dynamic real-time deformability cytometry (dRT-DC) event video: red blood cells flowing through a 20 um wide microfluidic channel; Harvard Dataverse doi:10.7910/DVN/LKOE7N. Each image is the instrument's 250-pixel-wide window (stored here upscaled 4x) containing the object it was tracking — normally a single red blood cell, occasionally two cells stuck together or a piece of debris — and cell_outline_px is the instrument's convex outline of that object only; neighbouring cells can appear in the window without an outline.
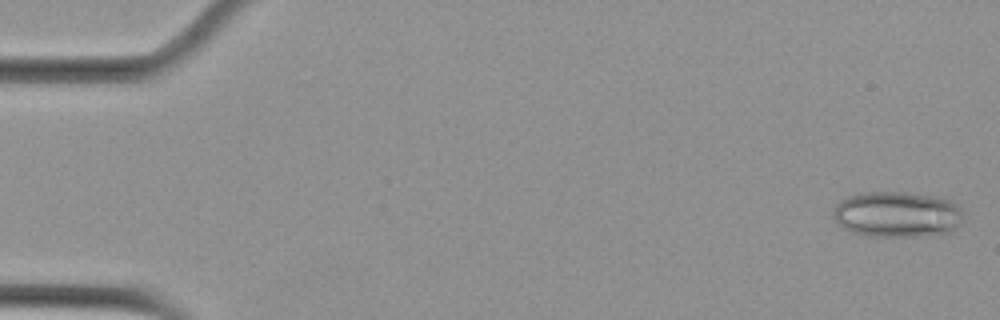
{"species": "Egyptian fruit bat (a non-hibernating species)", "species_latin": "Rousettus aegyptiacus", "temperature_condition": "cold", "stored_images_in_passage": 5, "camera_frame_rate_fps": 3000, "um_per_image_px": 0.085, "animal": {"sex": "female"}, "frame": {"image": 1, "passage_image": 1, "time_ms": 0.0, "image_size_px": [1000, 320], "cell_outline_px": [[960, 224], [952, 232], [924, 236], [868, 236], [852, 232], [844, 228], [832, 216], [832, 208], [840, 200], [848, 196], [860, 192], [904, 192], [936, 196], [948, 200], [956, 204], [960, 208]], "centroid_in_image_um": [76.21, 18.22], "position_along_channel_um": 8.8, "area_um2": 34.85}}